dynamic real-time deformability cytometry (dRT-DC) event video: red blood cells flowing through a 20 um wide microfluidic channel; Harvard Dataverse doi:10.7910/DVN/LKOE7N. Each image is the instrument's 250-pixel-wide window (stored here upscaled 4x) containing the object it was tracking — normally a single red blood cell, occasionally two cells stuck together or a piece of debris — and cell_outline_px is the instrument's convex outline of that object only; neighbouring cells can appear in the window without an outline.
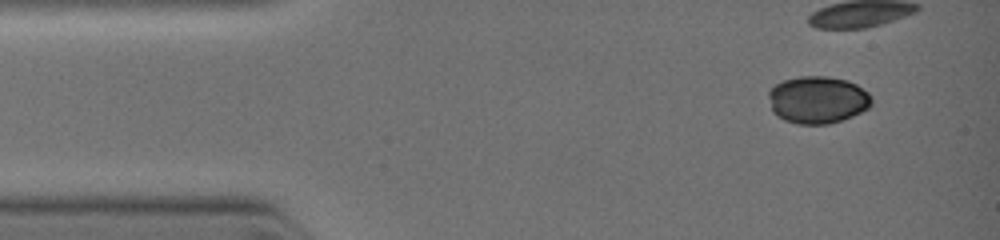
{"species": "common noctule bat (a hibernating species)", "species_latin": "Nyctalus noctula", "temperature_condition": "warm", "stored_images_in_passage": 17, "camera_frame_rate_fps": 3000, "um_per_image_px": 0.085, "animal": {"sex": "female", "body_mass_g": 19.0, "forearm_length_mm": 51.5}, "frame": {"image": 1, "passage_image": 1, "time_ms": 0.0, "image_size_px": [1000, 240], "cell_outline_px": [[872, 104], [868, 108], [852, 116], [828, 124], [796, 124], [784, 120], [776, 116], [772, 112], [768, 96], [768, 92], [776, 84], [784, 80], [800, 76], [828, 76], [848, 80], [856, 84], [868, 92], [872, 96]], "centroid_in_image_um": [69.49, 8.48], "position_along_channel_um": 15.5, "area_um2": 28.61}}